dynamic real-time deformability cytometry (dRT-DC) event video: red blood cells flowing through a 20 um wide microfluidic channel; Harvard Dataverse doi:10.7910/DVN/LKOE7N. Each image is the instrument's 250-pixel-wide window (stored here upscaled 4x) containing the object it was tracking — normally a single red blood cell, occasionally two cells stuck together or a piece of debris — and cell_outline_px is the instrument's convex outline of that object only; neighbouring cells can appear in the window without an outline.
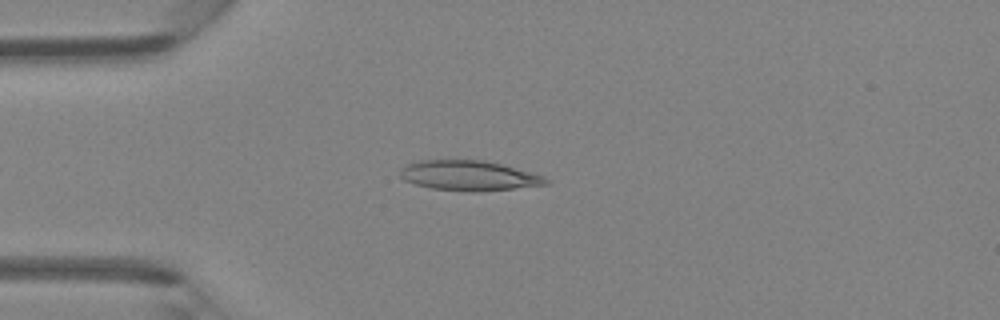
{"species": "Egyptian fruit bat (a non-hibernating species)", "species_latin": "Rousettus aegyptiacus", "temperature_condition": "room temperature", "stored_images_in_passage": 37, "camera_frame_rate_fps": 3000, "um_per_image_px": 0.085, "animal": {"sex": "female"}, "frame": {"image": 1, "passage_image": 7, "time_ms": 2.0, "image_size_px": [1000, 320], "cell_outline_px": [[548, 184], [476, 192], [468, 192], [432, 188], [416, 184], [404, 180], [400, 176], [400, 168], [408, 164], [420, 160], [480, 160], [500, 164], [544, 176], [548, 180]], "centroid_in_image_um": [39.81, 14.93], "position_along_channel_um": 45.2, "area_um2": 25.14}}
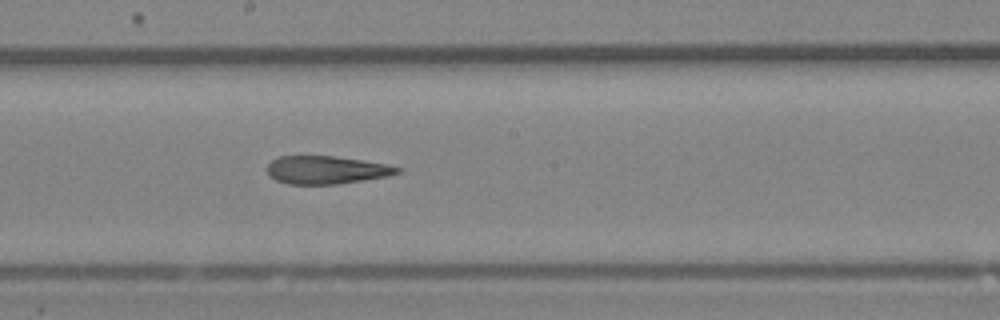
{"frame": {"image": 2, "passage_image": 20, "time_ms": 6.333, "image_size_px": [1000, 320], "cell_outline_px": [[404, 168], [400, 172], [388, 176], [364, 180], [336, 184], [288, 184], [276, 180], [268, 176], [268, 164], [276, 156], [336, 156], [364, 160], [388, 164]], "centroid_in_image_um": [27.76, 14.44], "position_along_channel_um": 220.4, "area_um2": 21.44}}
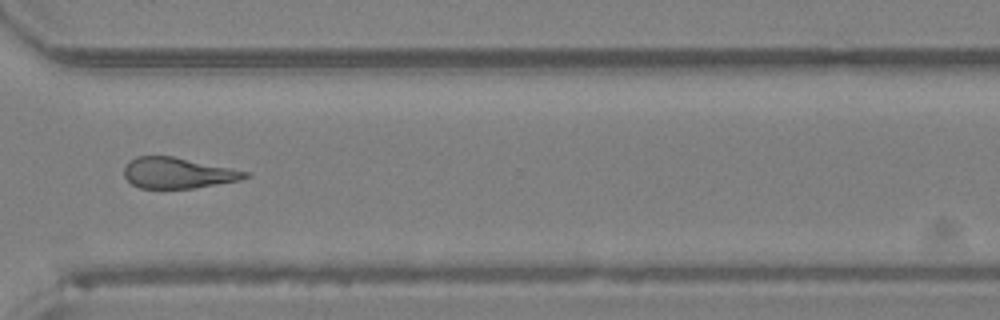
{"frame": {"image": 3, "passage_image": 29, "time_ms": 9.333, "image_size_px": [1000, 320], "cell_outline_px": [[252, 176], [240, 180], [192, 188], [140, 188], [132, 184], [124, 176], [124, 168], [128, 160], [136, 156], [172, 156], [252, 172]], "centroid_in_image_um": [15.13, 14.69], "position_along_channel_um": 355.5, "area_um2": 21.79}}